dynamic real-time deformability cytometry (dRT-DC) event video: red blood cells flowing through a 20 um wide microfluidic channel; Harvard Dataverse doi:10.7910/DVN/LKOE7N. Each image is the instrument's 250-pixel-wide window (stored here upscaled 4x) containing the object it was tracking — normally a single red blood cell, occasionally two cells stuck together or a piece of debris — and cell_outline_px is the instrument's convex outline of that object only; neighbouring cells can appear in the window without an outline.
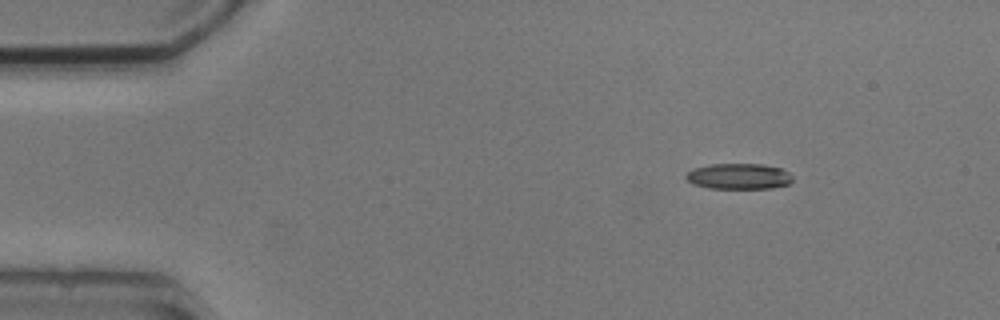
{"species": "common noctule bat (a hibernating species)", "species_latin": "Nyctalus noctula", "temperature_condition": "cold", "stored_images_in_passage": 4, "camera_frame_rate_fps": 3000, "um_per_image_px": 0.085, "animal": {"sex": "male", "body_mass_g": 20.5, "forearm_length_mm": 52.5}, "frame": {"image": 1, "passage_image": 1, "time_ms": 0.0, "image_size_px": [1000, 320], "cell_outline_px": [[792, 180], [788, 184], [772, 188], [708, 188], [692, 184], [684, 176], [692, 168], [712, 164], [764, 164], [780, 168], [788, 172], [792, 176]], "centroid_in_image_um": [62.78, 14.98], "position_along_channel_um": 22.2, "area_um2": 16.01}}
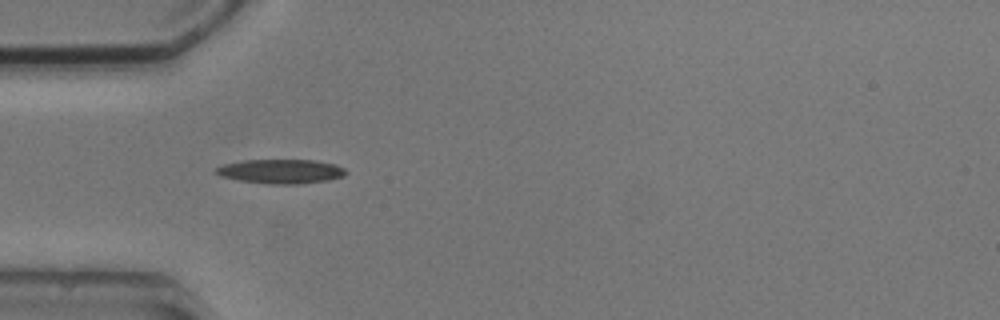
{"frame": {"image": 2, "passage_image": 3, "time_ms": 3.0, "image_size_px": [1000, 320], "cell_outline_px": [[348, 172], [344, 176], [328, 180], [300, 184], [268, 184], [240, 180], [220, 176], [216, 172], [216, 168], [224, 164], [244, 160], [316, 160], [336, 164], [344, 168]], "centroid_in_image_um": [23.93, 14.56], "position_along_channel_um": 61.1, "area_um2": 18.38}}